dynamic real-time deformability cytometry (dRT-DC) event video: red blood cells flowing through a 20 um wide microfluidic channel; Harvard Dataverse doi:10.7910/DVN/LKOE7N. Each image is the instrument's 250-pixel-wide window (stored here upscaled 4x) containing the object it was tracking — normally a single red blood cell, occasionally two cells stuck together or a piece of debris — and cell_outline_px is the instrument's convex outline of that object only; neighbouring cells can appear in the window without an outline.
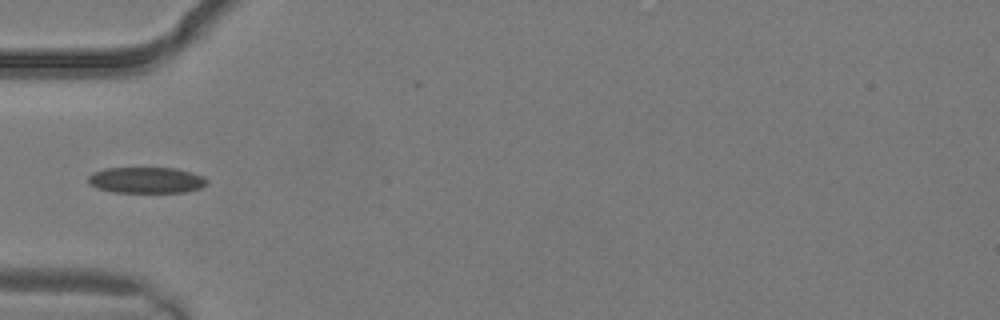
{"species": "common noctule bat (a hibernating species)", "species_latin": "Nyctalus noctula", "temperature_condition": "warm", "stored_images_in_passage": 1, "camera_frame_rate_fps": 3000, "um_per_image_px": 0.085, "animal": {"sex": "male", "body_mass_g": 19.2, "forearm_length_mm": 51.8}, "frame": {"image": 1, "passage_image": 1, "time_ms": 0.0, "image_size_px": [1000, 320], "cell_outline_px": [[208, 184], [200, 188], [184, 192], [112, 192], [96, 188], [88, 184], [88, 176], [92, 172], [104, 168], [176, 168], [192, 172], [204, 176], [208, 180]], "centroid_in_image_um": [12.43, 15.31], "position_along_channel_um": 72.6, "area_um2": 18.26}}